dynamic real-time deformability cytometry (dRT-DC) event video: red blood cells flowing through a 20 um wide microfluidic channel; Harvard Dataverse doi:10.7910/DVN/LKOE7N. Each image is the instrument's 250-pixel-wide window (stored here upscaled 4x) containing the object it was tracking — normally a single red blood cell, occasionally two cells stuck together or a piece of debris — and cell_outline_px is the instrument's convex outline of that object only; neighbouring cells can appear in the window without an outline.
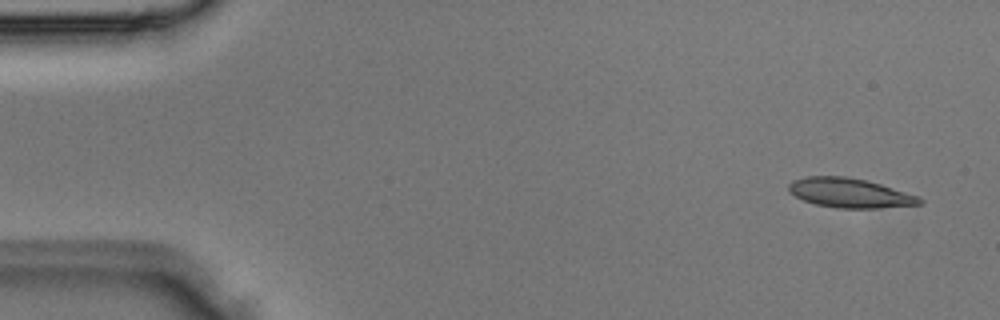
{"species": "Egyptian fruit bat (a non-hibernating species)", "species_latin": "Rousettus aegyptiacus", "temperature_condition": "room temperature", "stored_images_in_passage": 4, "camera_frame_rate_fps": 3000, "um_per_image_px": 0.085, "animal": {"sex": "male"}, "frame": {"image": 1, "passage_image": 1, "time_ms": 0.0, "image_size_px": [1000, 320], "cell_outline_px": [[924, 204], [876, 208], [836, 208], [816, 204], [804, 200], [788, 192], [788, 184], [792, 180], [808, 176], [844, 176], [864, 180], [880, 184], [920, 196], [924, 200]], "centroid_in_image_um": [72.24, 16.4], "position_along_channel_um": 12.8, "area_um2": 22.48}}